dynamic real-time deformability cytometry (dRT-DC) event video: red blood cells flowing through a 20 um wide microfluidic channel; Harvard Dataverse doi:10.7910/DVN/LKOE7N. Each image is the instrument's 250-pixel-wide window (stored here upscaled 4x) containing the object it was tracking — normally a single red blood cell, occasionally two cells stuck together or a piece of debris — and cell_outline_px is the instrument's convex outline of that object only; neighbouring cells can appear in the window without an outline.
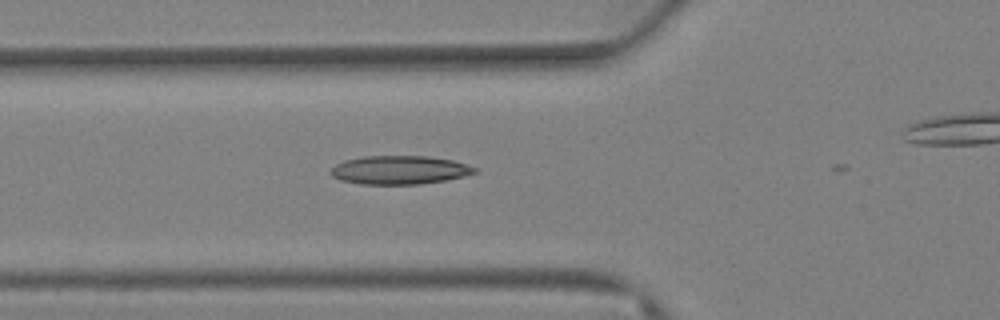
{"species": "Egyptian fruit bat (a non-hibernating species)", "species_latin": "Rousettus aegyptiacus", "temperature_condition": "warm", "stored_images_in_passage": 31, "camera_frame_rate_fps": 3000, "um_per_image_px": 0.085, "animal": {"sex": "female"}, "frame": {"image": 1, "passage_image": 30, "time_ms": 9.667, "image_size_px": [1000, 320], "cell_outline_px": [[480, 168], [476, 172], [464, 176], [444, 180], [420, 184], [360, 184], [340, 180], [332, 176], [328, 172], [336, 164], [344, 160], [364, 156], [428, 156], [452, 160]], "centroid_in_image_um": [33.95, 14.44], "position_along_channel_um": 91.9, "area_um2": 24.04}}